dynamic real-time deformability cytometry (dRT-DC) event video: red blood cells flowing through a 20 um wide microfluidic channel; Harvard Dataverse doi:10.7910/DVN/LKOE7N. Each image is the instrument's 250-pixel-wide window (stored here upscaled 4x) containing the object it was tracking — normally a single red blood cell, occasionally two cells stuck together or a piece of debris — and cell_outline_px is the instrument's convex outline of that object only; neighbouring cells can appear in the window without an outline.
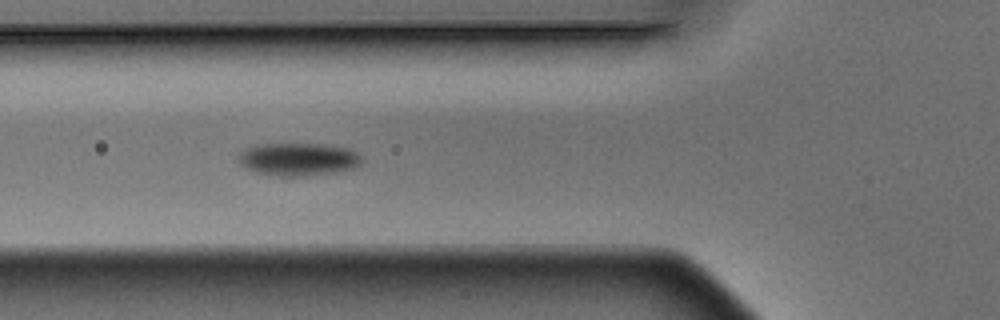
{"species": "Egyptian fruit bat (a non-hibernating species)", "species_latin": "Rousettus aegyptiacus", "temperature_condition": "warm", "stored_images_in_passage": 3, "camera_frame_rate_fps": 3000, "um_per_image_px": 0.085, "animal": {"sex": "male"}, "frame": {"image": 1, "passage_image": 3, "time_ms": 0.667, "image_size_px": [1000, 320], "cell_outline_px": [[364, 160], [356, 168], [336, 172], [296, 176], [280, 176], [256, 172], [244, 168], [240, 164], [236, 156], [240, 152], [256, 144], [324, 144], [348, 148], [356, 152]], "centroid_in_image_um": [25.35, 13.53], "position_along_channel_um": 100.5, "area_um2": 23.7}}